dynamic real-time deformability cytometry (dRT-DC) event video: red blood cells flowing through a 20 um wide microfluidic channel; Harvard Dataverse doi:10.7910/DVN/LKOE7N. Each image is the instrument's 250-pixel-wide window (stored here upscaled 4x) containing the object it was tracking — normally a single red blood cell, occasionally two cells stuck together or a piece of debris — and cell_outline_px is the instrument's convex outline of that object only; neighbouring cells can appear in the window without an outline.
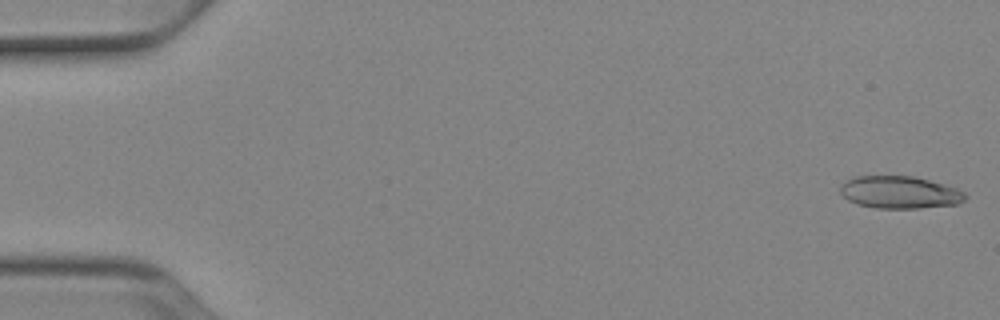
{"species": "Egyptian fruit bat (a non-hibernating species)", "species_latin": "Rousettus aegyptiacus", "temperature_condition": "cold", "stored_images_in_passage": 51, "camera_frame_rate_fps": 3000, "um_per_image_px": 0.085, "animal": {"sex": "female"}, "frame": {"image": 1, "passage_image": 1, "time_ms": 0.0, "image_size_px": [1000, 320], "cell_outline_px": [[968, 196], [964, 200], [956, 204], [920, 208], [876, 208], [856, 204], [848, 200], [840, 192], [840, 184], [852, 176], [912, 176], [944, 184], [956, 188], [964, 192]], "centroid_in_image_um": [76.44, 16.34], "position_along_channel_um": 8.6, "area_um2": 23.64}}
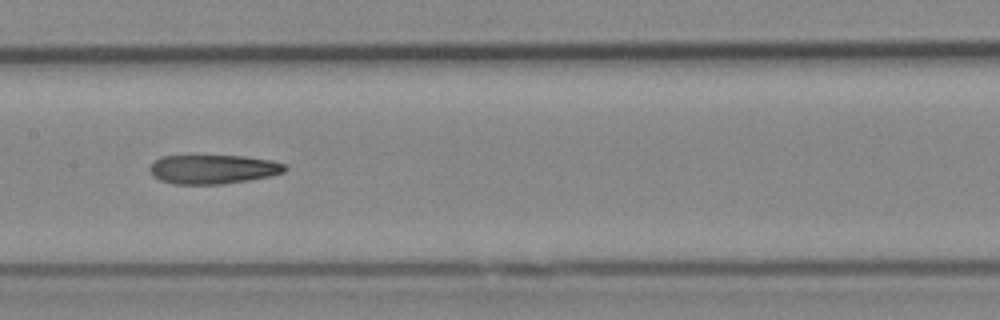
{"frame": {"image": 2, "passage_image": 26, "time_ms": 8.333, "image_size_px": [1000, 320], "cell_outline_px": [[288, 168], [284, 172], [272, 176], [248, 180], [220, 184], [172, 184], [160, 180], [152, 176], [148, 168], [160, 156], [244, 156], [272, 160], [284, 164]], "centroid_in_image_um": [18.11, 14.39], "position_along_channel_um": 189.3, "area_um2": 23.0}}
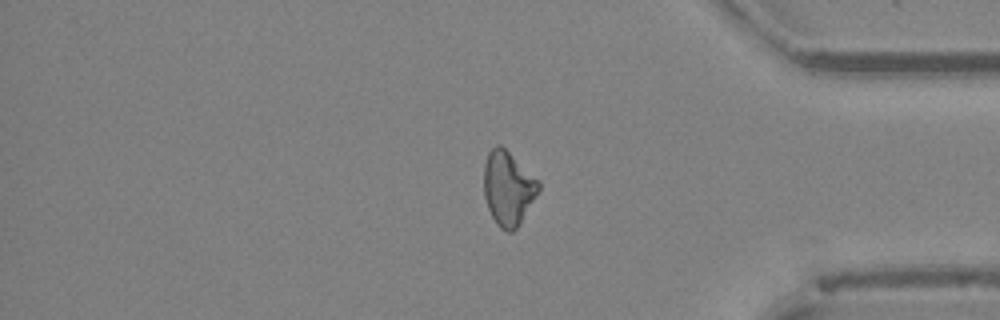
{"frame": {"image": 3, "passage_image": 43, "time_ms": 14.0, "image_size_px": [1000, 320], "cell_outline_px": [[540, 188], [520, 224], [512, 232], [508, 232], [500, 228], [496, 224], [488, 208], [484, 196], [484, 164], [488, 152], [496, 144], [500, 144], [540, 180]], "centroid_in_image_um": [43.19, 15.99], "position_along_channel_um": 392.0, "area_um2": 23.7}, "authors_computed_cell_mechanics": {"area_um2": 23.6402, "velocity_mm_per_s": 3.9341, "shape_relaxation_time_tau1_ms": 9.0355, "shape_relaxation_time_tau2_ms": 4.8213, "deformation_change_tau1": 0.2417, "deformation_change_tau2": 0.1671}}